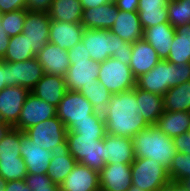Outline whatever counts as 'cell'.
Listing matches in <instances>:
<instances>
[{
    "mask_svg": "<svg viewBox=\"0 0 190 191\" xmlns=\"http://www.w3.org/2000/svg\"><path fill=\"white\" fill-rule=\"evenodd\" d=\"M102 114L106 132L120 137L132 139L135 134L149 127L137 104L136 87L112 94Z\"/></svg>",
    "mask_w": 190,
    "mask_h": 191,
    "instance_id": "obj_1",
    "label": "cell"
},
{
    "mask_svg": "<svg viewBox=\"0 0 190 191\" xmlns=\"http://www.w3.org/2000/svg\"><path fill=\"white\" fill-rule=\"evenodd\" d=\"M92 60L103 62L113 57L122 64L129 65L132 44L124 41L110 30L85 28L82 41Z\"/></svg>",
    "mask_w": 190,
    "mask_h": 191,
    "instance_id": "obj_2",
    "label": "cell"
},
{
    "mask_svg": "<svg viewBox=\"0 0 190 191\" xmlns=\"http://www.w3.org/2000/svg\"><path fill=\"white\" fill-rule=\"evenodd\" d=\"M135 158L156 160L166 169L176 154L174 140L162 132L156 125L138 132L132 138Z\"/></svg>",
    "mask_w": 190,
    "mask_h": 191,
    "instance_id": "obj_3",
    "label": "cell"
},
{
    "mask_svg": "<svg viewBox=\"0 0 190 191\" xmlns=\"http://www.w3.org/2000/svg\"><path fill=\"white\" fill-rule=\"evenodd\" d=\"M186 81H190V63L176 65L161 59L154 68L136 78V86L164 96L167 90Z\"/></svg>",
    "mask_w": 190,
    "mask_h": 191,
    "instance_id": "obj_4",
    "label": "cell"
},
{
    "mask_svg": "<svg viewBox=\"0 0 190 191\" xmlns=\"http://www.w3.org/2000/svg\"><path fill=\"white\" fill-rule=\"evenodd\" d=\"M104 137L67 131L66 141L70 154L78 163L100 172L106 165L104 161Z\"/></svg>",
    "mask_w": 190,
    "mask_h": 191,
    "instance_id": "obj_5",
    "label": "cell"
},
{
    "mask_svg": "<svg viewBox=\"0 0 190 191\" xmlns=\"http://www.w3.org/2000/svg\"><path fill=\"white\" fill-rule=\"evenodd\" d=\"M132 185L144 191H156L169 179L167 169L149 158H135L131 164Z\"/></svg>",
    "mask_w": 190,
    "mask_h": 191,
    "instance_id": "obj_6",
    "label": "cell"
},
{
    "mask_svg": "<svg viewBox=\"0 0 190 191\" xmlns=\"http://www.w3.org/2000/svg\"><path fill=\"white\" fill-rule=\"evenodd\" d=\"M98 81L112 93H120L136 87V77L129 65L122 64L113 57L100 62Z\"/></svg>",
    "mask_w": 190,
    "mask_h": 191,
    "instance_id": "obj_7",
    "label": "cell"
},
{
    "mask_svg": "<svg viewBox=\"0 0 190 191\" xmlns=\"http://www.w3.org/2000/svg\"><path fill=\"white\" fill-rule=\"evenodd\" d=\"M96 110L92 104L79 92L68 90L59 106L56 108V116L68 129L74 122L88 120Z\"/></svg>",
    "mask_w": 190,
    "mask_h": 191,
    "instance_id": "obj_8",
    "label": "cell"
},
{
    "mask_svg": "<svg viewBox=\"0 0 190 191\" xmlns=\"http://www.w3.org/2000/svg\"><path fill=\"white\" fill-rule=\"evenodd\" d=\"M68 129L63 122L55 116L34 125L24 132L35 144L41 148L51 150L54 146L63 143L67 138Z\"/></svg>",
    "mask_w": 190,
    "mask_h": 191,
    "instance_id": "obj_9",
    "label": "cell"
},
{
    "mask_svg": "<svg viewBox=\"0 0 190 191\" xmlns=\"http://www.w3.org/2000/svg\"><path fill=\"white\" fill-rule=\"evenodd\" d=\"M56 116V107L29 93L22 106L17 124L13 127L20 131Z\"/></svg>",
    "mask_w": 190,
    "mask_h": 191,
    "instance_id": "obj_10",
    "label": "cell"
},
{
    "mask_svg": "<svg viewBox=\"0 0 190 191\" xmlns=\"http://www.w3.org/2000/svg\"><path fill=\"white\" fill-rule=\"evenodd\" d=\"M44 71L37 58L21 62H7V86H21L31 91Z\"/></svg>",
    "mask_w": 190,
    "mask_h": 191,
    "instance_id": "obj_11",
    "label": "cell"
},
{
    "mask_svg": "<svg viewBox=\"0 0 190 191\" xmlns=\"http://www.w3.org/2000/svg\"><path fill=\"white\" fill-rule=\"evenodd\" d=\"M50 22L48 13L27 11L22 34L30 42L35 56L49 42Z\"/></svg>",
    "mask_w": 190,
    "mask_h": 191,
    "instance_id": "obj_12",
    "label": "cell"
},
{
    "mask_svg": "<svg viewBox=\"0 0 190 191\" xmlns=\"http://www.w3.org/2000/svg\"><path fill=\"white\" fill-rule=\"evenodd\" d=\"M30 91L21 86H6L0 91V120L13 128Z\"/></svg>",
    "mask_w": 190,
    "mask_h": 191,
    "instance_id": "obj_13",
    "label": "cell"
},
{
    "mask_svg": "<svg viewBox=\"0 0 190 191\" xmlns=\"http://www.w3.org/2000/svg\"><path fill=\"white\" fill-rule=\"evenodd\" d=\"M21 157L27 167V174H47L52 154L49 150L35 144L21 131Z\"/></svg>",
    "mask_w": 190,
    "mask_h": 191,
    "instance_id": "obj_14",
    "label": "cell"
},
{
    "mask_svg": "<svg viewBox=\"0 0 190 191\" xmlns=\"http://www.w3.org/2000/svg\"><path fill=\"white\" fill-rule=\"evenodd\" d=\"M99 70L100 62L92 59L75 61L65 74L67 90L79 91L82 86L95 84V80L99 77Z\"/></svg>",
    "mask_w": 190,
    "mask_h": 191,
    "instance_id": "obj_15",
    "label": "cell"
},
{
    "mask_svg": "<svg viewBox=\"0 0 190 191\" xmlns=\"http://www.w3.org/2000/svg\"><path fill=\"white\" fill-rule=\"evenodd\" d=\"M60 191H100V172L77 163L60 184Z\"/></svg>",
    "mask_w": 190,
    "mask_h": 191,
    "instance_id": "obj_16",
    "label": "cell"
},
{
    "mask_svg": "<svg viewBox=\"0 0 190 191\" xmlns=\"http://www.w3.org/2000/svg\"><path fill=\"white\" fill-rule=\"evenodd\" d=\"M131 186V164H106L100 171V191H128Z\"/></svg>",
    "mask_w": 190,
    "mask_h": 191,
    "instance_id": "obj_17",
    "label": "cell"
},
{
    "mask_svg": "<svg viewBox=\"0 0 190 191\" xmlns=\"http://www.w3.org/2000/svg\"><path fill=\"white\" fill-rule=\"evenodd\" d=\"M38 62L42 65L44 73L65 77L70 60L68 50L61 49L58 45L47 42L36 55Z\"/></svg>",
    "mask_w": 190,
    "mask_h": 191,
    "instance_id": "obj_18",
    "label": "cell"
},
{
    "mask_svg": "<svg viewBox=\"0 0 190 191\" xmlns=\"http://www.w3.org/2000/svg\"><path fill=\"white\" fill-rule=\"evenodd\" d=\"M134 159L131 138L120 137L106 132V136L104 137V161L106 164H132Z\"/></svg>",
    "mask_w": 190,
    "mask_h": 191,
    "instance_id": "obj_19",
    "label": "cell"
},
{
    "mask_svg": "<svg viewBox=\"0 0 190 191\" xmlns=\"http://www.w3.org/2000/svg\"><path fill=\"white\" fill-rule=\"evenodd\" d=\"M50 152L52 159L47 170V175L53 183L60 185L78 162L70 154L66 140L51 148Z\"/></svg>",
    "mask_w": 190,
    "mask_h": 191,
    "instance_id": "obj_20",
    "label": "cell"
},
{
    "mask_svg": "<svg viewBox=\"0 0 190 191\" xmlns=\"http://www.w3.org/2000/svg\"><path fill=\"white\" fill-rule=\"evenodd\" d=\"M85 27L81 23L50 22L49 42L70 50L82 41Z\"/></svg>",
    "mask_w": 190,
    "mask_h": 191,
    "instance_id": "obj_21",
    "label": "cell"
},
{
    "mask_svg": "<svg viewBox=\"0 0 190 191\" xmlns=\"http://www.w3.org/2000/svg\"><path fill=\"white\" fill-rule=\"evenodd\" d=\"M67 91L65 77L44 73L30 92L57 108Z\"/></svg>",
    "mask_w": 190,
    "mask_h": 191,
    "instance_id": "obj_22",
    "label": "cell"
},
{
    "mask_svg": "<svg viewBox=\"0 0 190 191\" xmlns=\"http://www.w3.org/2000/svg\"><path fill=\"white\" fill-rule=\"evenodd\" d=\"M160 60L156 50L143 38L132 44L129 66L136 78L150 71Z\"/></svg>",
    "mask_w": 190,
    "mask_h": 191,
    "instance_id": "obj_23",
    "label": "cell"
},
{
    "mask_svg": "<svg viewBox=\"0 0 190 191\" xmlns=\"http://www.w3.org/2000/svg\"><path fill=\"white\" fill-rule=\"evenodd\" d=\"M118 17V8L114 1L99 7L83 9L81 24L88 29L110 30Z\"/></svg>",
    "mask_w": 190,
    "mask_h": 191,
    "instance_id": "obj_24",
    "label": "cell"
},
{
    "mask_svg": "<svg viewBox=\"0 0 190 191\" xmlns=\"http://www.w3.org/2000/svg\"><path fill=\"white\" fill-rule=\"evenodd\" d=\"M175 28L170 23H161L143 30L142 38L155 50L157 55L166 60L169 56Z\"/></svg>",
    "mask_w": 190,
    "mask_h": 191,
    "instance_id": "obj_25",
    "label": "cell"
},
{
    "mask_svg": "<svg viewBox=\"0 0 190 191\" xmlns=\"http://www.w3.org/2000/svg\"><path fill=\"white\" fill-rule=\"evenodd\" d=\"M110 31L131 44L142 39L143 29L138 12L118 10L117 20L110 28Z\"/></svg>",
    "mask_w": 190,
    "mask_h": 191,
    "instance_id": "obj_26",
    "label": "cell"
},
{
    "mask_svg": "<svg viewBox=\"0 0 190 191\" xmlns=\"http://www.w3.org/2000/svg\"><path fill=\"white\" fill-rule=\"evenodd\" d=\"M168 2L169 0H139L137 12L143 30L157 24L169 23Z\"/></svg>",
    "mask_w": 190,
    "mask_h": 191,
    "instance_id": "obj_27",
    "label": "cell"
},
{
    "mask_svg": "<svg viewBox=\"0 0 190 191\" xmlns=\"http://www.w3.org/2000/svg\"><path fill=\"white\" fill-rule=\"evenodd\" d=\"M136 99L144 120L149 126L156 125L164 112L163 96L151 93L136 86Z\"/></svg>",
    "mask_w": 190,
    "mask_h": 191,
    "instance_id": "obj_28",
    "label": "cell"
},
{
    "mask_svg": "<svg viewBox=\"0 0 190 191\" xmlns=\"http://www.w3.org/2000/svg\"><path fill=\"white\" fill-rule=\"evenodd\" d=\"M156 126L168 137L174 138L190 131V113L164 111Z\"/></svg>",
    "mask_w": 190,
    "mask_h": 191,
    "instance_id": "obj_29",
    "label": "cell"
},
{
    "mask_svg": "<svg viewBox=\"0 0 190 191\" xmlns=\"http://www.w3.org/2000/svg\"><path fill=\"white\" fill-rule=\"evenodd\" d=\"M48 15L53 21L81 23L83 8L80 0H53Z\"/></svg>",
    "mask_w": 190,
    "mask_h": 191,
    "instance_id": "obj_30",
    "label": "cell"
},
{
    "mask_svg": "<svg viewBox=\"0 0 190 191\" xmlns=\"http://www.w3.org/2000/svg\"><path fill=\"white\" fill-rule=\"evenodd\" d=\"M164 111L190 113V81L172 87L163 96Z\"/></svg>",
    "mask_w": 190,
    "mask_h": 191,
    "instance_id": "obj_31",
    "label": "cell"
},
{
    "mask_svg": "<svg viewBox=\"0 0 190 191\" xmlns=\"http://www.w3.org/2000/svg\"><path fill=\"white\" fill-rule=\"evenodd\" d=\"M36 57L32 52V46L24 34L11 36L5 57V62H21Z\"/></svg>",
    "mask_w": 190,
    "mask_h": 191,
    "instance_id": "obj_32",
    "label": "cell"
},
{
    "mask_svg": "<svg viewBox=\"0 0 190 191\" xmlns=\"http://www.w3.org/2000/svg\"><path fill=\"white\" fill-rule=\"evenodd\" d=\"M68 131L88 136H106V125L101 112L96 111L88 120L74 122Z\"/></svg>",
    "mask_w": 190,
    "mask_h": 191,
    "instance_id": "obj_33",
    "label": "cell"
},
{
    "mask_svg": "<svg viewBox=\"0 0 190 191\" xmlns=\"http://www.w3.org/2000/svg\"><path fill=\"white\" fill-rule=\"evenodd\" d=\"M79 92L92 104L98 112H103L108 105L112 93H110L103 83L95 80V84L82 86Z\"/></svg>",
    "mask_w": 190,
    "mask_h": 191,
    "instance_id": "obj_34",
    "label": "cell"
},
{
    "mask_svg": "<svg viewBox=\"0 0 190 191\" xmlns=\"http://www.w3.org/2000/svg\"><path fill=\"white\" fill-rule=\"evenodd\" d=\"M169 23L174 27L190 23V0H169L167 5Z\"/></svg>",
    "mask_w": 190,
    "mask_h": 191,
    "instance_id": "obj_35",
    "label": "cell"
},
{
    "mask_svg": "<svg viewBox=\"0 0 190 191\" xmlns=\"http://www.w3.org/2000/svg\"><path fill=\"white\" fill-rule=\"evenodd\" d=\"M21 131L10 128L0 140V159L22 158L20 153Z\"/></svg>",
    "mask_w": 190,
    "mask_h": 191,
    "instance_id": "obj_36",
    "label": "cell"
},
{
    "mask_svg": "<svg viewBox=\"0 0 190 191\" xmlns=\"http://www.w3.org/2000/svg\"><path fill=\"white\" fill-rule=\"evenodd\" d=\"M0 176L6 181L25 179L27 167L23 158L0 159Z\"/></svg>",
    "mask_w": 190,
    "mask_h": 191,
    "instance_id": "obj_37",
    "label": "cell"
},
{
    "mask_svg": "<svg viewBox=\"0 0 190 191\" xmlns=\"http://www.w3.org/2000/svg\"><path fill=\"white\" fill-rule=\"evenodd\" d=\"M26 14V9H20L1 15V27L9 37L22 33Z\"/></svg>",
    "mask_w": 190,
    "mask_h": 191,
    "instance_id": "obj_38",
    "label": "cell"
},
{
    "mask_svg": "<svg viewBox=\"0 0 190 191\" xmlns=\"http://www.w3.org/2000/svg\"><path fill=\"white\" fill-rule=\"evenodd\" d=\"M169 179L180 182L185 177H190V155L176 152L169 168Z\"/></svg>",
    "mask_w": 190,
    "mask_h": 191,
    "instance_id": "obj_39",
    "label": "cell"
},
{
    "mask_svg": "<svg viewBox=\"0 0 190 191\" xmlns=\"http://www.w3.org/2000/svg\"><path fill=\"white\" fill-rule=\"evenodd\" d=\"M171 44L169 56L166 60L176 65L190 63V40L179 38L174 34V39Z\"/></svg>",
    "mask_w": 190,
    "mask_h": 191,
    "instance_id": "obj_40",
    "label": "cell"
},
{
    "mask_svg": "<svg viewBox=\"0 0 190 191\" xmlns=\"http://www.w3.org/2000/svg\"><path fill=\"white\" fill-rule=\"evenodd\" d=\"M25 181L32 191H60V185L53 183L47 174H27Z\"/></svg>",
    "mask_w": 190,
    "mask_h": 191,
    "instance_id": "obj_41",
    "label": "cell"
},
{
    "mask_svg": "<svg viewBox=\"0 0 190 191\" xmlns=\"http://www.w3.org/2000/svg\"><path fill=\"white\" fill-rule=\"evenodd\" d=\"M70 65L75 61L89 60L91 59L89 52L82 42L76 44L73 48L68 50Z\"/></svg>",
    "mask_w": 190,
    "mask_h": 191,
    "instance_id": "obj_42",
    "label": "cell"
},
{
    "mask_svg": "<svg viewBox=\"0 0 190 191\" xmlns=\"http://www.w3.org/2000/svg\"><path fill=\"white\" fill-rule=\"evenodd\" d=\"M53 0H26V10L48 13Z\"/></svg>",
    "mask_w": 190,
    "mask_h": 191,
    "instance_id": "obj_43",
    "label": "cell"
},
{
    "mask_svg": "<svg viewBox=\"0 0 190 191\" xmlns=\"http://www.w3.org/2000/svg\"><path fill=\"white\" fill-rule=\"evenodd\" d=\"M176 152L190 155V132L173 138Z\"/></svg>",
    "mask_w": 190,
    "mask_h": 191,
    "instance_id": "obj_44",
    "label": "cell"
},
{
    "mask_svg": "<svg viewBox=\"0 0 190 191\" xmlns=\"http://www.w3.org/2000/svg\"><path fill=\"white\" fill-rule=\"evenodd\" d=\"M20 9H26V0H0V11L2 14Z\"/></svg>",
    "mask_w": 190,
    "mask_h": 191,
    "instance_id": "obj_45",
    "label": "cell"
},
{
    "mask_svg": "<svg viewBox=\"0 0 190 191\" xmlns=\"http://www.w3.org/2000/svg\"><path fill=\"white\" fill-rule=\"evenodd\" d=\"M4 191H32L25 179L7 181Z\"/></svg>",
    "mask_w": 190,
    "mask_h": 191,
    "instance_id": "obj_46",
    "label": "cell"
},
{
    "mask_svg": "<svg viewBox=\"0 0 190 191\" xmlns=\"http://www.w3.org/2000/svg\"><path fill=\"white\" fill-rule=\"evenodd\" d=\"M117 5L118 10L127 12H137L139 0H113Z\"/></svg>",
    "mask_w": 190,
    "mask_h": 191,
    "instance_id": "obj_47",
    "label": "cell"
},
{
    "mask_svg": "<svg viewBox=\"0 0 190 191\" xmlns=\"http://www.w3.org/2000/svg\"><path fill=\"white\" fill-rule=\"evenodd\" d=\"M10 37L4 32L0 22V60L5 57L7 48L9 46Z\"/></svg>",
    "mask_w": 190,
    "mask_h": 191,
    "instance_id": "obj_48",
    "label": "cell"
},
{
    "mask_svg": "<svg viewBox=\"0 0 190 191\" xmlns=\"http://www.w3.org/2000/svg\"><path fill=\"white\" fill-rule=\"evenodd\" d=\"M113 0H80L83 9L95 8Z\"/></svg>",
    "mask_w": 190,
    "mask_h": 191,
    "instance_id": "obj_49",
    "label": "cell"
},
{
    "mask_svg": "<svg viewBox=\"0 0 190 191\" xmlns=\"http://www.w3.org/2000/svg\"><path fill=\"white\" fill-rule=\"evenodd\" d=\"M7 86V62L0 60V91Z\"/></svg>",
    "mask_w": 190,
    "mask_h": 191,
    "instance_id": "obj_50",
    "label": "cell"
},
{
    "mask_svg": "<svg viewBox=\"0 0 190 191\" xmlns=\"http://www.w3.org/2000/svg\"><path fill=\"white\" fill-rule=\"evenodd\" d=\"M175 34L179 38H184L190 40V23L183 25V26H178L175 28Z\"/></svg>",
    "mask_w": 190,
    "mask_h": 191,
    "instance_id": "obj_51",
    "label": "cell"
},
{
    "mask_svg": "<svg viewBox=\"0 0 190 191\" xmlns=\"http://www.w3.org/2000/svg\"><path fill=\"white\" fill-rule=\"evenodd\" d=\"M156 191H175V181L169 180L167 183L161 185Z\"/></svg>",
    "mask_w": 190,
    "mask_h": 191,
    "instance_id": "obj_52",
    "label": "cell"
},
{
    "mask_svg": "<svg viewBox=\"0 0 190 191\" xmlns=\"http://www.w3.org/2000/svg\"><path fill=\"white\" fill-rule=\"evenodd\" d=\"M11 127L0 120V140L3 138V136L6 134V132L10 129Z\"/></svg>",
    "mask_w": 190,
    "mask_h": 191,
    "instance_id": "obj_53",
    "label": "cell"
},
{
    "mask_svg": "<svg viewBox=\"0 0 190 191\" xmlns=\"http://www.w3.org/2000/svg\"><path fill=\"white\" fill-rule=\"evenodd\" d=\"M180 183L185 187L186 191H190V177L183 178Z\"/></svg>",
    "mask_w": 190,
    "mask_h": 191,
    "instance_id": "obj_54",
    "label": "cell"
},
{
    "mask_svg": "<svg viewBox=\"0 0 190 191\" xmlns=\"http://www.w3.org/2000/svg\"><path fill=\"white\" fill-rule=\"evenodd\" d=\"M175 191H186V189L180 182L175 181Z\"/></svg>",
    "mask_w": 190,
    "mask_h": 191,
    "instance_id": "obj_55",
    "label": "cell"
},
{
    "mask_svg": "<svg viewBox=\"0 0 190 191\" xmlns=\"http://www.w3.org/2000/svg\"><path fill=\"white\" fill-rule=\"evenodd\" d=\"M6 180L0 176V191H4Z\"/></svg>",
    "mask_w": 190,
    "mask_h": 191,
    "instance_id": "obj_56",
    "label": "cell"
},
{
    "mask_svg": "<svg viewBox=\"0 0 190 191\" xmlns=\"http://www.w3.org/2000/svg\"><path fill=\"white\" fill-rule=\"evenodd\" d=\"M128 191H144V190H141V189H139V188H137L136 186H131L129 189H128Z\"/></svg>",
    "mask_w": 190,
    "mask_h": 191,
    "instance_id": "obj_57",
    "label": "cell"
}]
</instances>
